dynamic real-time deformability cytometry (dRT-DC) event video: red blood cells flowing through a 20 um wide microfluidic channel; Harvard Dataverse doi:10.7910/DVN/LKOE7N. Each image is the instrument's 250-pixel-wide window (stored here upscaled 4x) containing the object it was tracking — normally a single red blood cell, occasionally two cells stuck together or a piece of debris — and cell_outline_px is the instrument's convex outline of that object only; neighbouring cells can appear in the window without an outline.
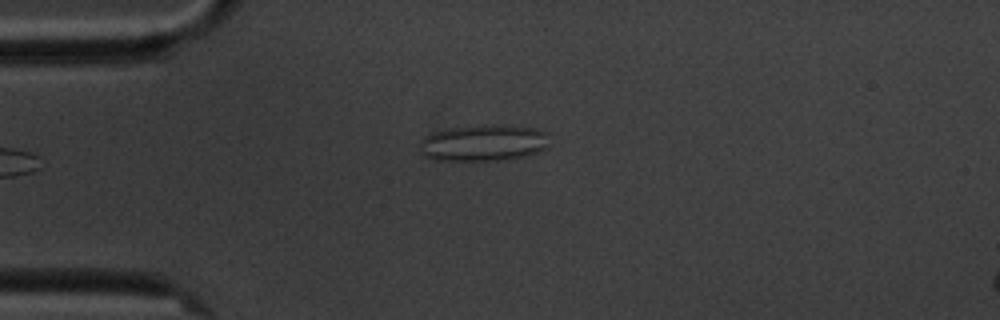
{"species": "common noctule bat (a hibernating species)", "species_latin": "Nyctalus noctula", "temperature_condition": "cold", "stored_images_in_passage": 2, "camera_frame_rate_fps": 3000, "um_per_image_px": 0.085, "animal": {"sex": "male", "body_mass_g": 20.1, "forearm_length_mm": 53.5}, "frame": {"image": 1, "passage_image": 2, "time_ms": 1.0, "image_size_px": [1000, 320], "cell_outline_px": [[548, 144], [544, 148], [536, 152], [524, 156], [508, 160], [432, 160], [424, 156], [420, 152], [420, 140], [424, 136], [432, 132], [448, 128], [484, 124], [512, 124], [532, 128], [548, 132]], "centroid_in_image_um": [41.07, 12.12], "position_along_channel_um": 43.9, "area_um2": 28.09}}